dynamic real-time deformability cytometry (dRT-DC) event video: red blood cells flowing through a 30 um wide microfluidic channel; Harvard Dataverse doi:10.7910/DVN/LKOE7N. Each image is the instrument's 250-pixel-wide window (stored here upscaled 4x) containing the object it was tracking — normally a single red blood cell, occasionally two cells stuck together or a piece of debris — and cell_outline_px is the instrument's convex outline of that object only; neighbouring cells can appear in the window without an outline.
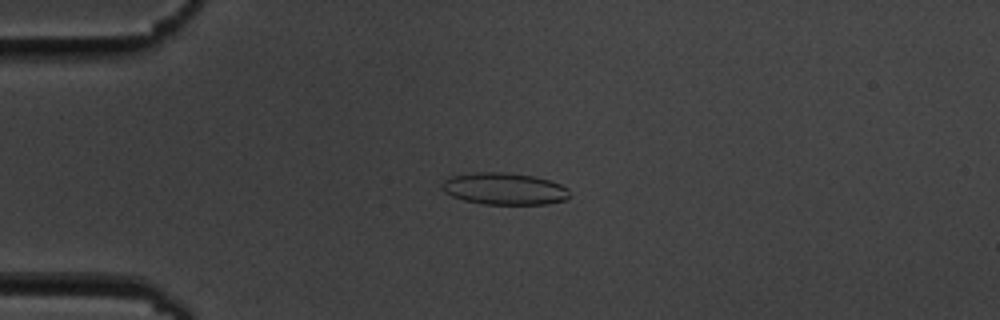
{"species": "common noctule bat (a hibernating species)", "species_latin": "Nyctalus noctula", "temperature_condition": "cold", "stored_images_in_passage": 51, "camera_frame_rate_fps": 3000, "um_per_image_px": 0.085, "animal": {"sex": "male", "body_mass_g": 19.5, "forearm_length_mm": 54.6}, "frame": {"image": 1, "passage_image": 9, "time_ms": 2.667, "image_size_px": [1000, 320], "cell_outline_px": [[568, 200], [548, 204], [484, 204], [464, 200], [452, 196], [444, 192], [440, 188], [440, 184], [444, 180], [452, 176], [476, 172], [508, 172], [532, 176], [548, 180], [560, 184], [568, 188]], "centroid_in_image_um": [42.85, 16.05], "position_along_channel_um": 42.1, "area_um2": 23.81}}
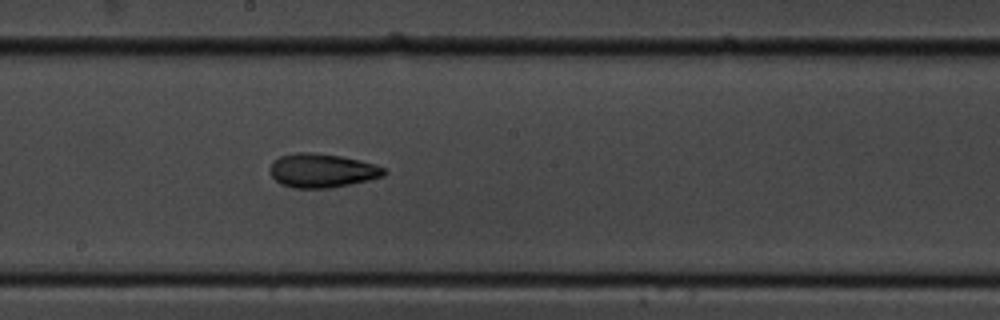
{"frame": {"image": 2, "passage_image": 26, "time_ms": 8.333, "image_size_px": [1000, 320], "cell_outline_px": [[388, 172], [384, 176], [368, 180], [332, 188], [292, 188], [280, 184], [268, 172], [268, 168], [272, 160], [280, 156], [296, 152], [308, 152], [340, 156], [360, 160], [384, 168]], "centroid_in_image_um": [27.32, 14.5], "position_along_channel_um": 220.9, "area_um2": 22.72}}
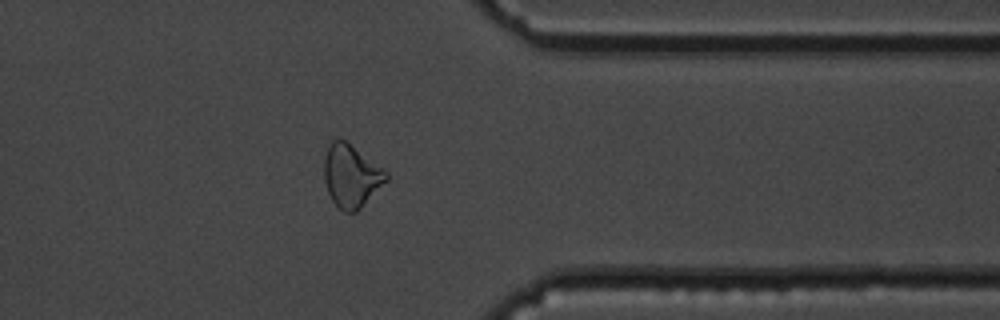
{"frame": {"image": 3, "passage_image": 40, "time_ms": 13.0, "image_size_px": [1000, 320], "cell_outline_px": [[388, 180], [356, 212], [344, 212], [332, 200], [328, 192], [324, 180], [324, 160], [328, 144], [332, 140], [344, 140], [388, 172]], "centroid_in_image_um": [29.84, 14.96], "position_along_channel_um": 381.6, "area_um2": 22.37}, "authors_computed_cell_mechanics": {"area_um2": 22.6576, "velocity_mm_per_s": 3.6089, "shape_relaxation_time_tau1_ms": 4.8585, "shape_relaxation_time_tau2_ms": 4.3921, "deformation_change_tau1": 0.1299, "deformation_change_tau2": 0.1183}}